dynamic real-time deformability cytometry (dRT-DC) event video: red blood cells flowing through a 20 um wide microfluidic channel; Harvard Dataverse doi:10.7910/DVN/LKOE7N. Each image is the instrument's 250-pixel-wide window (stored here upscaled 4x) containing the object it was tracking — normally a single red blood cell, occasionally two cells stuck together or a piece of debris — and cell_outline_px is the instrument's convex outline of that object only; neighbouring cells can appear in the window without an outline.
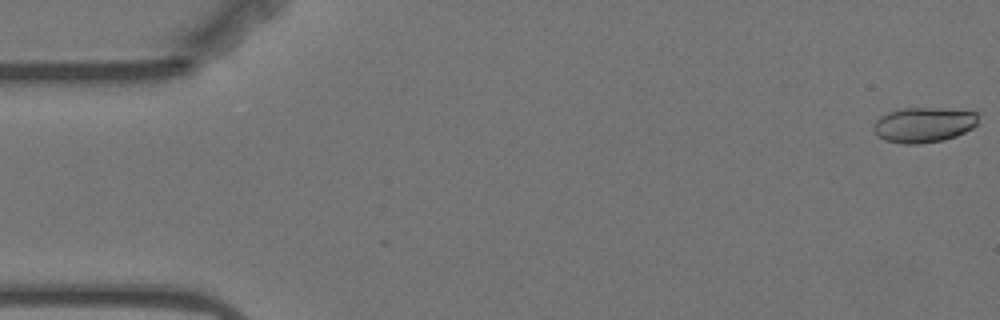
{"species": "Egyptian fruit bat (a non-hibernating species)", "species_latin": "Rousettus aegyptiacus", "temperature_condition": "warm", "stored_images_in_passage": 3, "camera_frame_rate_fps": 3000, "um_per_image_px": 0.085, "animal": {"sex": "female"}, "frame": {"image": 1, "passage_image": 1, "time_ms": 0.0, "image_size_px": [1000, 320], "cell_outline_px": [[976, 124], [972, 128], [956, 136], [944, 140], [916, 144], [904, 144], [884, 140], [876, 136], [872, 128], [876, 120], [880, 116], [888, 112], [904, 108], [944, 108], [976, 112]], "centroid_in_image_um": [78.46, 10.61], "position_along_channel_um": 6.5, "area_um2": 21.44}}